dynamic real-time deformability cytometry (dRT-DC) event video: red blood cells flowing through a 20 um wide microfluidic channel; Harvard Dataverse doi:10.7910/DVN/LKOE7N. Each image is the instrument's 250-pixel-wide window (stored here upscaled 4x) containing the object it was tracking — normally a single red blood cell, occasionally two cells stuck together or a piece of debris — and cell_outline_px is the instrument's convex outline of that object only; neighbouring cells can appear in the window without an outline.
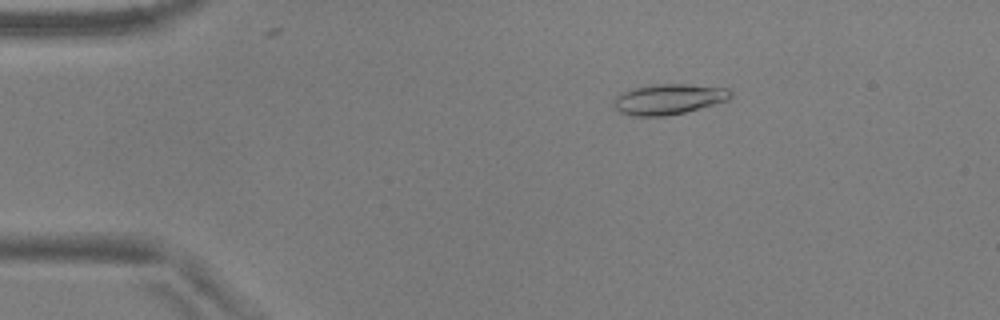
{"species": "common noctule bat (a hibernating species)", "species_latin": "Nyctalus noctula", "temperature_condition": "warm", "stored_images_in_passage": 50, "camera_frame_rate_fps": 3000, "um_per_image_px": 0.085, "animal": {"sex": "male", "body_mass_g": 17.9, "forearm_length_mm": 54.2}, "frame": {"image": 1, "passage_image": 5, "time_ms": 1.333, "image_size_px": [1000, 320], "cell_outline_px": [[732, 96], [728, 100], [700, 108], [684, 112], [664, 116], [636, 116], [620, 112], [616, 108], [616, 96], [620, 92], [632, 88], [652, 84], [684, 84], [728, 88], [732, 92]], "centroid_in_image_um": [56.85, 8.42], "position_along_channel_um": 28.1, "area_um2": 20.58}}
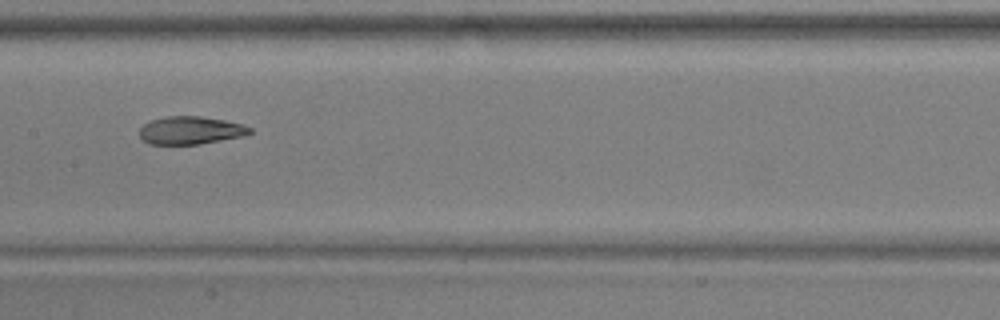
{"frame": {"image": 2, "passage_image": 23, "time_ms": 7.333, "image_size_px": [1000, 320], "cell_outline_px": [[252, 132], [244, 136], [200, 144], [148, 144], [140, 136], [140, 128], [144, 124], [152, 120], [168, 116], [200, 116], [224, 120], [244, 124], [252, 128]], "centroid_in_image_um": [16.23, 11.08], "position_along_channel_um": 191.2, "area_um2": 17.92}}
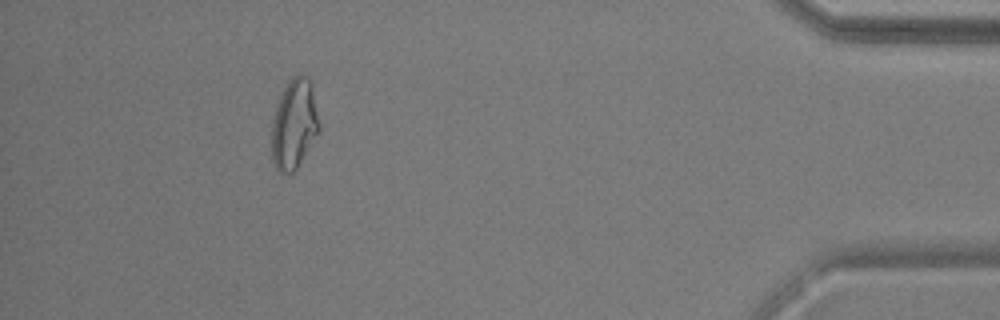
{"frame": {"image": 3, "passage_image": 45, "time_ms": 14.667, "image_size_px": [1000, 320], "cell_outline_px": [[320, 132], [296, 168], [292, 172], [276, 172], [272, 160], [272, 124], [276, 104], [288, 80], [292, 76], [300, 72], [312, 84], [320, 124]], "centroid_in_image_um": [25.01, 10.53], "position_along_channel_um": 410.2, "area_um2": 25.03}, "authors_computed_cell_mechanics": {"area_um2": 19.5942, "velocity_mm_per_s": 3.7213, "shape_relaxation_time_tau1_ms": 4.9388, "shape_relaxation_time_tau2_ms": 1.9313, "deformation_change_tau1": 0.1852, "deformation_change_tau2": 0.0869}}